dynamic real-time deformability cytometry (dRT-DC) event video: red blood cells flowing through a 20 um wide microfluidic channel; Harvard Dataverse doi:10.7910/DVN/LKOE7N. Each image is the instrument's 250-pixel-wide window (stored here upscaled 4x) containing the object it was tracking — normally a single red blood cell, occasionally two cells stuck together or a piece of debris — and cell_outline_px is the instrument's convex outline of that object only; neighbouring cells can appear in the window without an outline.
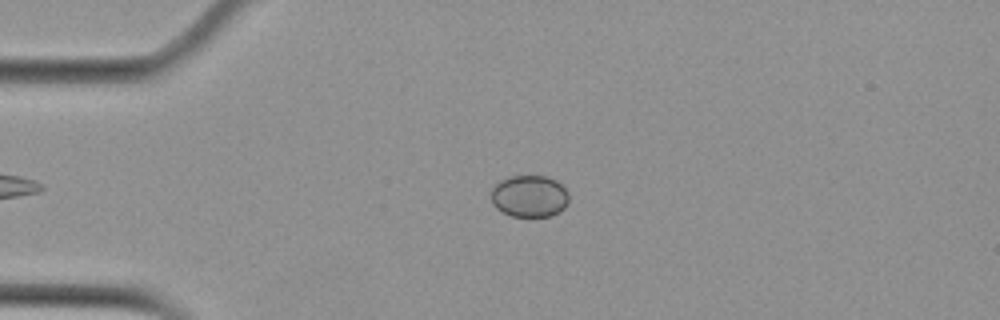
{"species": "Egyptian fruit bat (a non-hibernating species)", "species_latin": "Rousettus aegyptiacus", "temperature_condition": "cold", "stored_images_in_passage": 37, "camera_frame_rate_fps": 3000, "um_per_image_px": 0.085, "animal": {"sex": "female"}, "frame": {"image": 1, "passage_image": 2, "time_ms": 0.333, "image_size_px": [1000, 320], "cell_outline_px": [[568, 204], [560, 212], [552, 216], [512, 216], [496, 208], [492, 204], [492, 188], [500, 180], [512, 176], [548, 176], [556, 180], [568, 192]], "centroid_in_image_um": [45.02, 16.68], "position_along_channel_um": 40.0, "area_um2": 19.02}}
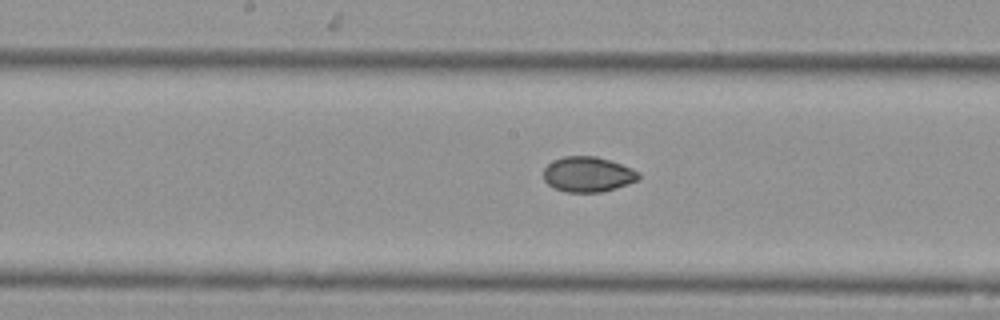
{"frame": {"image": 2, "passage_image": 17, "time_ms": 5.333, "image_size_px": [1000, 320], "cell_outline_px": [[640, 176], [636, 180], [628, 184], [616, 188], [600, 192], [564, 192], [552, 188], [544, 180], [544, 168], [552, 160], [564, 156], [596, 156], [620, 164], [636, 172]], "centroid_in_image_um": [49.89, 14.83], "position_along_channel_um": 198.3, "area_um2": 19.36}}
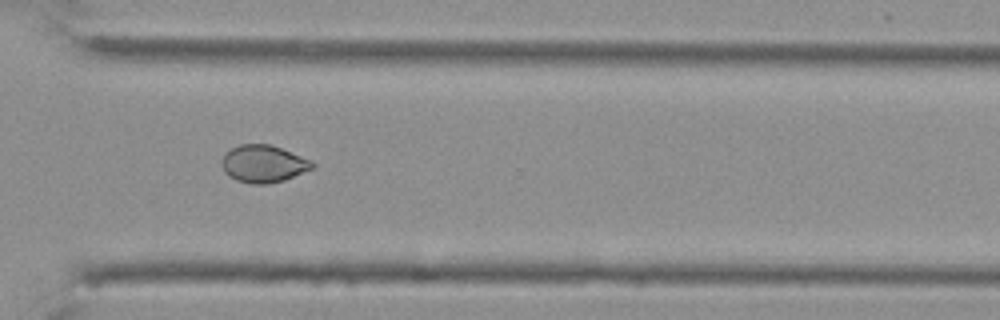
{"frame": {"image": 3, "passage_image": 29, "time_ms": 9.333, "image_size_px": [1000, 320], "cell_outline_px": [[316, 164], [312, 168], [284, 180], [264, 184], [252, 184], [236, 180], [228, 176], [224, 172], [220, 164], [220, 160], [232, 148], [240, 144], [268, 144], [280, 148], [300, 156]], "centroid_in_image_um": [22.33, 13.93], "position_along_channel_um": 348.3, "area_um2": 19.42}, "authors_computed_cell_mechanics": {"area_um2": 19.4786, "velocity_mm_per_s": 3.7533, "shape_relaxation_time_tau1_ms": 7.5161, "shape_relaxation_time_tau2_ms": 1.5228, "deformation_change_tau1": 0.1017, "deformation_change_tau2": 0.0316}}